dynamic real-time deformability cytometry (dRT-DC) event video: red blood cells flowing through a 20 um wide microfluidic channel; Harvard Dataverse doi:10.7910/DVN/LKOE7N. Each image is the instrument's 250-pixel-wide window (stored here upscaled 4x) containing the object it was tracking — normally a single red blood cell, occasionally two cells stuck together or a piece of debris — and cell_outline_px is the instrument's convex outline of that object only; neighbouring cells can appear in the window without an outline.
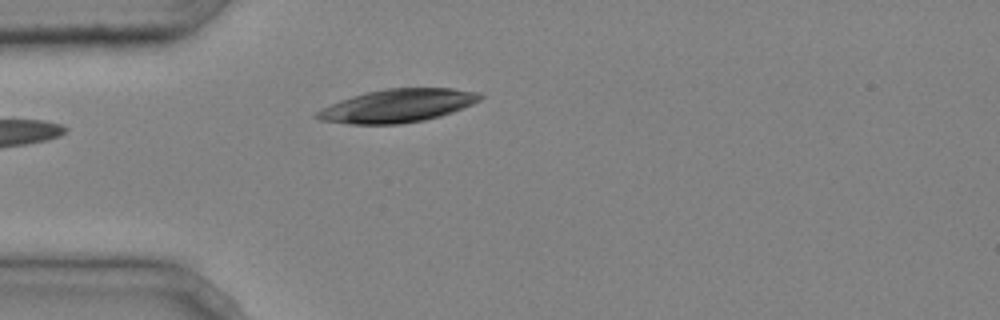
{"species": "common noctule bat (a hibernating species)", "species_latin": "Nyctalus noctula", "temperature_condition": "cold", "stored_images_in_passage": 2, "camera_frame_rate_fps": 3000, "um_per_image_px": 0.085, "animal": {"sex": "male", "body_mass_g": 20.4}, "frame": {"image": 1, "passage_image": 2, "time_ms": 0.333, "image_size_px": [1000, 320], "cell_outline_px": [[484, 96], [480, 100], [472, 104], [452, 112], [440, 116], [424, 120], [400, 124], [348, 124], [320, 120], [312, 116], [320, 108], [340, 100], [352, 96], [368, 92], [388, 88], [452, 88], [480, 92]], "centroid_in_image_um": [33.78, 8.99], "position_along_channel_um": 51.2, "area_um2": 31.62}}